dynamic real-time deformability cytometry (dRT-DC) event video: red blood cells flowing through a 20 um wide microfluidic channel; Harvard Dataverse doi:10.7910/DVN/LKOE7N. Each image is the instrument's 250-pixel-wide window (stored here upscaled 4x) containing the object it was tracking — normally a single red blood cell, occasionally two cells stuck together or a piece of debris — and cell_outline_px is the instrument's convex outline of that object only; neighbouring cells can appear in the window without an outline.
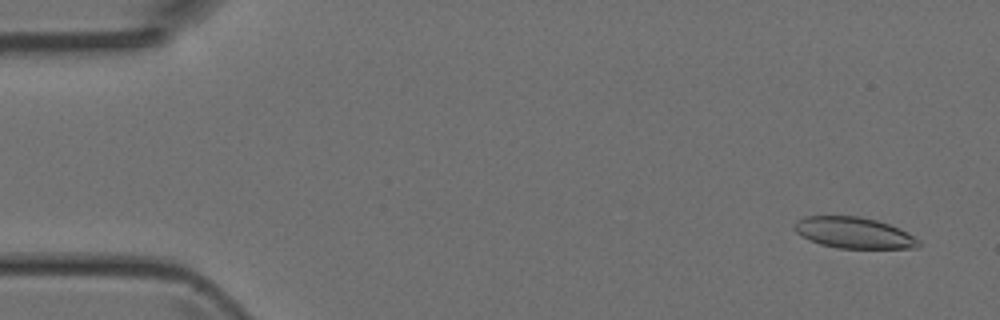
{"species": "Egyptian fruit bat (a non-hibernating species)", "species_latin": "Rousettus aegyptiacus", "temperature_condition": "room temperature", "stored_images_in_passage": 47, "camera_frame_rate_fps": 3000, "um_per_image_px": 0.085, "animal": {"sex": "female"}, "frame": {"image": 1, "passage_image": 3, "time_ms": 0.667, "image_size_px": [1000, 320], "cell_outline_px": [[920, 248], [836, 248], [820, 244], [800, 236], [796, 232], [796, 220], [804, 216], [860, 216], [876, 220], [888, 224], [920, 240]], "centroid_in_image_um": [72.55, 19.79], "position_along_channel_um": 12.4, "area_um2": 22.31}}
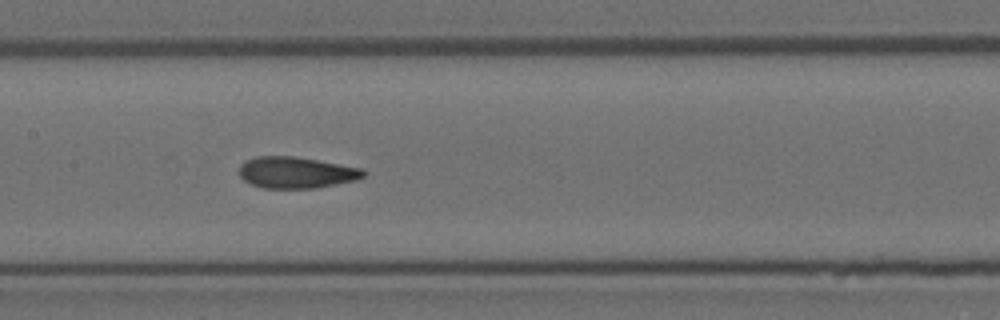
{"frame": {"image": 2, "passage_image": 23, "time_ms": 7.333, "image_size_px": [1000, 320], "cell_outline_px": [[364, 176], [356, 180], [316, 188], [264, 188], [252, 184], [244, 180], [240, 176], [240, 164], [256, 156], [292, 156], [316, 160], [360, 168], [364, 172]], "centroid_in_image_um": [25.15, 14.67], "position_along_channel_um": 182.3, "area_um2": 22.37}}
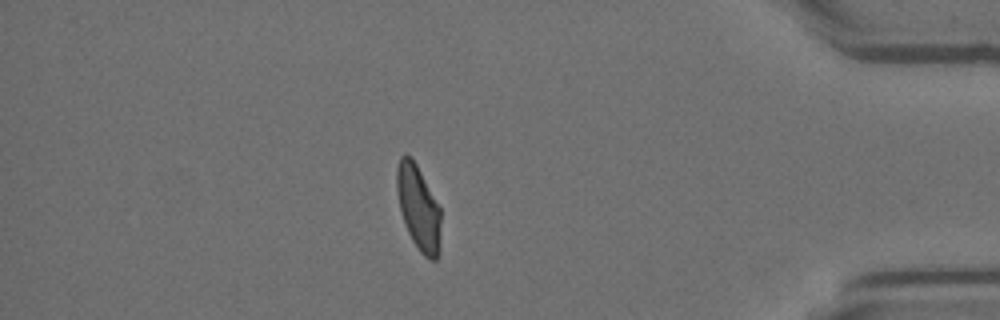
{"frame": {"image": 3, "passage_image": 41, "time_ms": 13.333, "image_size_px": [1000, 320], "cell_outline_px": [[440, 224], [436, 260], [428, 260], [420, 252], [412, 240], [408, 232], [400, 208], [396, 188], [396, 168], [400, 156], [404, 152], [412, 156], [440, 208]], "centroid_in_image_um": [35.53, 17.58], "position_along_channel_um": 399.7, "area_um2": 21.44}}